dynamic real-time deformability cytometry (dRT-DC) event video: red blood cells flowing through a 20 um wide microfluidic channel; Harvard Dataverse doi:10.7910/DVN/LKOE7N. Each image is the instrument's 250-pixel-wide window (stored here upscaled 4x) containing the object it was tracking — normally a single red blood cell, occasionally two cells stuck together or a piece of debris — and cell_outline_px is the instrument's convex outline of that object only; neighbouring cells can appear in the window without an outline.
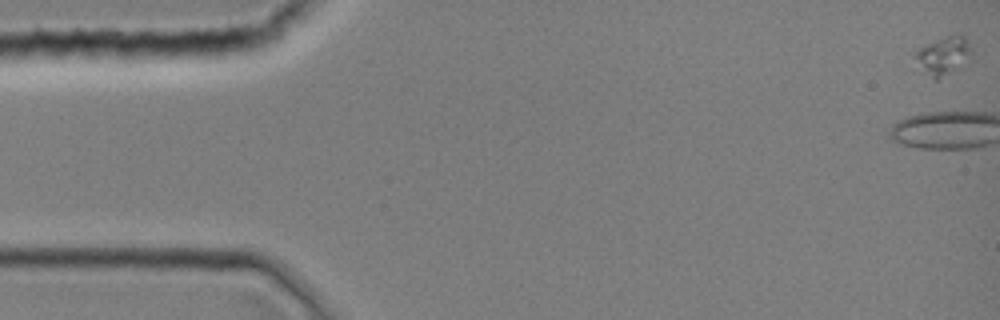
{"species": "common noctule bat (a hibernating species)", "species_latin": "Nyctalus noctula", "temperature_condition": "room temperature", "stored_images_in_passage": 39, "segment_of_instrument_passage": [1, 2], "camera_frame_rate_fps": 3000, "um_per_image_px": 0.085, "animal": {"sex": "female", "body_mass_g": 19.0, "forearm_length_mm": 51.5}, "frame": {"image": 1, "passage_image": 1, "time_ms": 0.0, "image_size_px": [1000, 320], "cell_outline_px": [[972, 52], [968, 64], [936, 80], [920, 72], [916, 56], [916, 52], [920, 48], [936, 40], [956, 32], [960, 32], [964, 36]], "centroid_in_image_um": [80.23, 4.75], "position_along_channel_um": 4.8, "area_um2": 12.77}}